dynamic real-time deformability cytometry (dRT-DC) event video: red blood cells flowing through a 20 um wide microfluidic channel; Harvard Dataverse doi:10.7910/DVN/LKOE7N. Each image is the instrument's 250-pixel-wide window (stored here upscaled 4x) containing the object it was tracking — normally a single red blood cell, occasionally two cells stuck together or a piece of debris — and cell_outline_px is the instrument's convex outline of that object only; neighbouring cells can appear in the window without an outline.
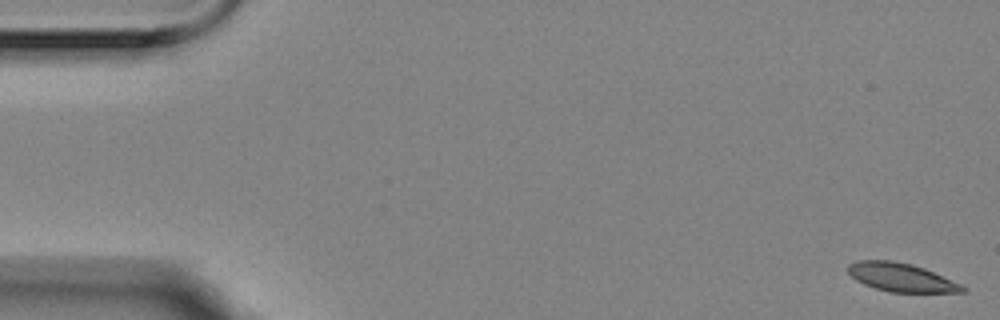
{"species": "Egyptian fruit bat (a non-hibernating species)", "species_latin": "Rousettus aegyptiacus", "temperature_condition": "room temperature", "stored_images_in_passage": 5, "camera_frame_rate_fps": 3000, "um_per_image_px": 0.085, "animal": {"sex": "female"}, "frame": {"image": 1, "passage_image": 1, "time_ms": 0.0, "image_size_px": [1000, 320], "cell_outline_px": [[968, 288], [964, 292], [888, 292], [864, 284], [856, 280], [848, 272], [848, 264], [860, 260], [892, 260], [912, 264], [924, 268], [964, 284]], "centroid_in_image_um": [76.65, 23.58], "position_along_channel_um": 8.3, "area_um2": 19.13}}
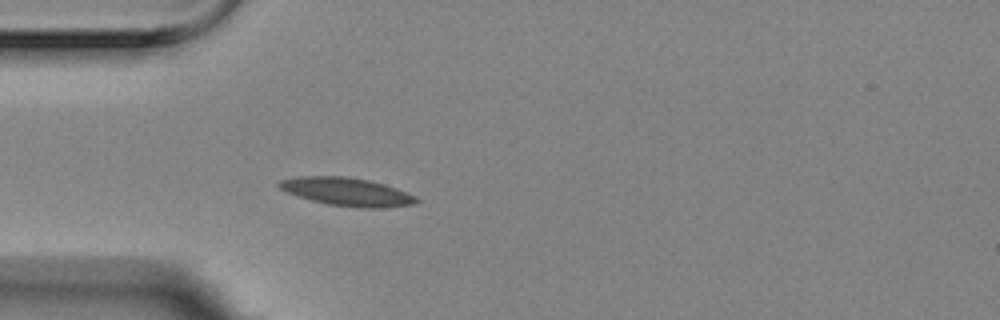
{"frame": {"image": 2, "passage_image": 5, "time_ms": 1.333, "image_size_px": [1000, 320], "cell_outline_px": [[420, 200], [416, 204], [380, 208], [360, 208], [328, 204], [312, 200], [288, 192], [280, 188], [276, 184], [280, 180], [296, 176], [348, 176], [368, 180], [384, 184], [396, 188], [416, 196]], "centroid_in_image_um": [29.51, 16.29], "position_along_channel_um": 55.5, "area_um2": 22.48}}